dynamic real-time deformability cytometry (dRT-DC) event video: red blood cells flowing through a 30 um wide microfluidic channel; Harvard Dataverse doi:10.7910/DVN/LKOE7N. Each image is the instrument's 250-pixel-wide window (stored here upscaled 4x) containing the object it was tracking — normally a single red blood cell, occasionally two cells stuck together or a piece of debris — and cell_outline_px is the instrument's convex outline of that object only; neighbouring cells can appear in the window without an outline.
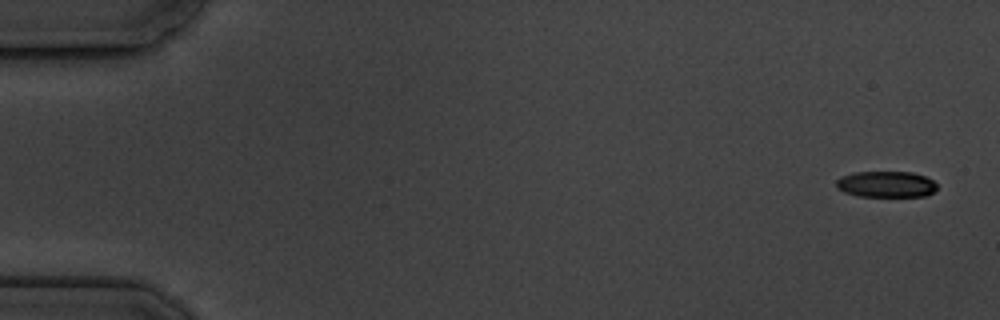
{"species": "common noctule bat (a hibernating species)", "species_latin": "Nyctalus noctula", "temperature_condition": "cold", "stored_images_in_passage": 8, "camera_frame_rate_fps": 3000, "um_per_image_px": 0.085, "animal": {"sex": "male", "body_mass_g": 19.5, "forearm_length_mm": 54.6}, "frame": {"image": 1, "passage_image": 1, "time_ms": 0.0, "image_size_px": [1000, 320], "cell_outline_px": [[936, 188], [932, 192], [924, 196], [860, 196], [844, 192], [836, 188], [836, 180], [840, 176], [856, 172], [912, 172], [924, 176], [932, 180], [936, 184]], "centroid_in_image_um": [75.28, 15.65], "position_along_channel_um": 9.7, "area_um2": 15.26}}
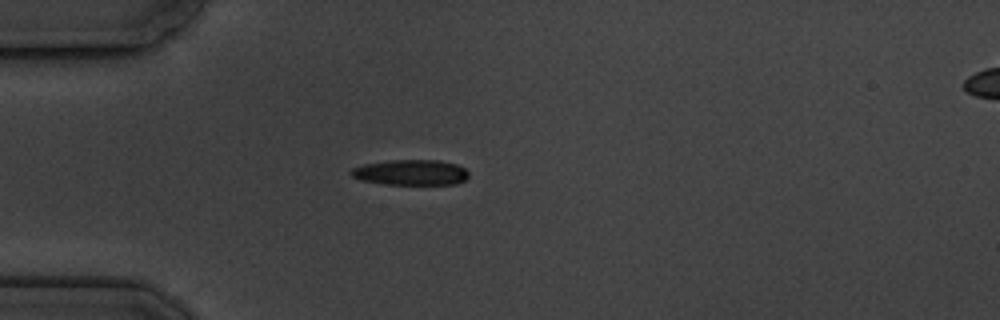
{"frame": {"image": 2, "passage_image": 5, "time_ms": 4.667, "image_size_px": [1000, 320], "cell_outline_px": [[468, 176], [464, 180], [456, 184], [384, 184], [360, 180], [352, 176], [348, 172], [352, 168], [364, 164], [392, 160], [440, 160], [456, 164], [464, 168], [468, 172]], "centroid_in_image_um": [34.9, 14.65], "position_along_channel_um": 50.1, "area_um2": 17.46}}
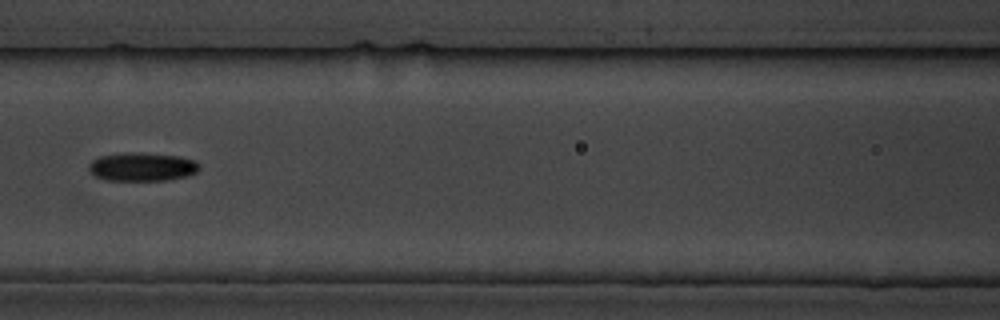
{"frame": {"image": 3, "passage_image": 8, "time_ms": 8.0, "image_size_px": [1000, 320], "cell_outline_px": [[200, 168], [196, 172], [188, 176], [168, 180], [108, 180], [96, 176], [88, 168], [88, 164], [92, 160], [100, 156], [128, 152], [140, 152], [180, 156], [196, 160]], "centroid_in_image_um": [12.11, 14.17], "position_along_channel_um": 154.5, "area_um2": 18.44}}